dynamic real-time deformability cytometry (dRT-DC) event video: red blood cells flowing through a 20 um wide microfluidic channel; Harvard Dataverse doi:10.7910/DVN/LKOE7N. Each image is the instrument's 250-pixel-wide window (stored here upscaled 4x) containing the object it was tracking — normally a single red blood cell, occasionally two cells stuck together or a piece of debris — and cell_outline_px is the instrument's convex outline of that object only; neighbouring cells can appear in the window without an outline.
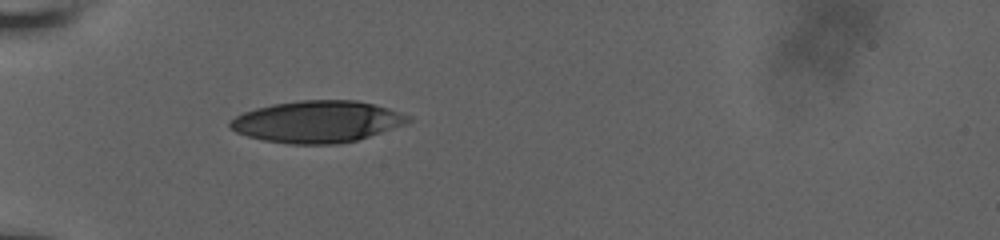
{"species": "human", "species_latin": "Homo sapiens", "temperature_condition": "room temperature", "stored_images_in_passage": 38, "camera_frame_rate_fps": 3000, "um_per_image_px": 0.085, "donor": {"sex": "male"}, "frame": {"image": 1, "passage_image": 1, "time_ms": 0.0, "image_size_px": [1000, 240], "cell_outline_px": [[412, 120], [404, 124], [356, 140], [340, 144], [288, 144], [264, 140], [248, 136], [236, 132], [228, 128], [228, 120], [244, 112], [256, 108], [272, 104], [300, 100], [356, 100], [388, 108], [412, 116]], "centroid_in_image_um": [26.93, 10.34], "position_along_channel_um": 58.1, "area_um2": 43.29}}
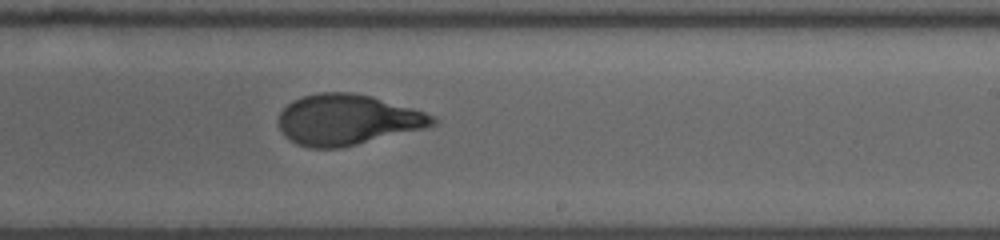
{"frame": {"image": 2, "passage_image": 18, "time_ms": 5.667, "image_size_px": [1000, 240], "cell_outline_px": [[436, 124], [424, 128], [340, 148], [308, 148], [296, 144], [288, 140], [284, 136], [280, 128], [280, 112], [292, 100], [304, 96], [320, 92], [352, 92], [372, 96], [412, 108], [436, 116]], "centroid_in_image_um": [29.51, 10.18], "position_along_channel_um": 259.5, "area_um2": 45.26}}
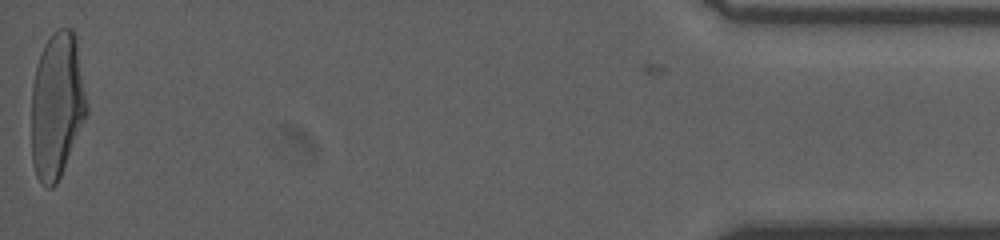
{"frame": {"image": 3, "passage_image": 38, "time_ms": 12.333, "image_size_px": [1000, 240], "cell_outline_px": [[88, 116], [60, 176], [56, 184], [52, 188], [48, 188], [36, 176], [32, 164], [32, 84], [36, 68], [44, 44], [52, 32], [60, 28], [72, 28], [76, 36], [88, 104]], "centroid_in_image_um": [4.86, 8.95], "position_along_channel_um": 430.3, "area_um2": 47.45}, "authors_computed_cell_mechanics": {"area_um2": 45.2574, "velocity_mm_per_s": 3.8129, "shape_relaxation_time_tau1_ms": 4.282, "shape_relaxation_time_tau2_ms": 0.6844, "deformation_change_tau1": 0.2006, "deformation_change_tau2": 0.0627}}